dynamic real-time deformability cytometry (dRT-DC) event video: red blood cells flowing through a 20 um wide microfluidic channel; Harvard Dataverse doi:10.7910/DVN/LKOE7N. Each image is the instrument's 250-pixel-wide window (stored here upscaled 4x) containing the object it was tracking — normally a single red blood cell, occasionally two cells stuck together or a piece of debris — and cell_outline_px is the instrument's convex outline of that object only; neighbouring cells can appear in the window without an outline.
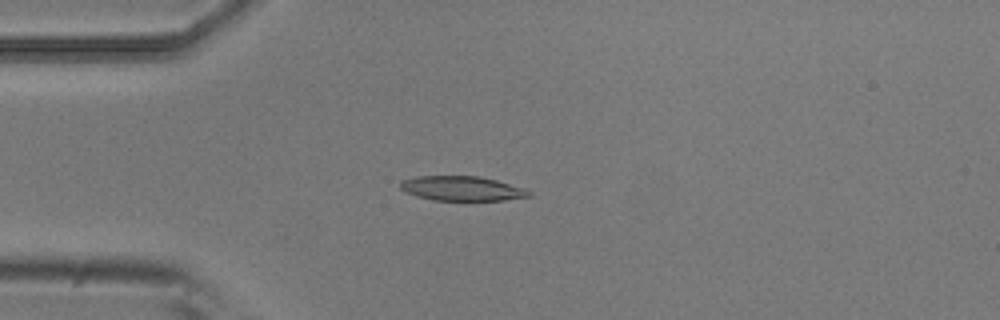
{"species": "common noctule bat (a hibernating species)", "species_latin": "Nyctalus noctula", "temperature_condition": "room temperature", "stored_images_in_passage": 4, "camera_frame_rate_fps": 3000, "um_per_image_px": 0.085, "animal": {"sex": "male", "body_mass_g": 20.5, "forearm_length_mm": 52.5}, "frame": {"image": 1, "passage_image": 4, "time_ms": 1.0, "image_size_px": [1000, 320], "cell_outline_px": [[532, 196], [504, 200], [432, 200], [416, 196], [404, 192], [400, 188], [400, 180], [416, 176], [480, 176], [496, 180], [524, 188], [532, 192]], "centroid_in_image_um": [39.24, 16.02], "position_along_channel_um": 45.8, "area_um2": 18.55}}